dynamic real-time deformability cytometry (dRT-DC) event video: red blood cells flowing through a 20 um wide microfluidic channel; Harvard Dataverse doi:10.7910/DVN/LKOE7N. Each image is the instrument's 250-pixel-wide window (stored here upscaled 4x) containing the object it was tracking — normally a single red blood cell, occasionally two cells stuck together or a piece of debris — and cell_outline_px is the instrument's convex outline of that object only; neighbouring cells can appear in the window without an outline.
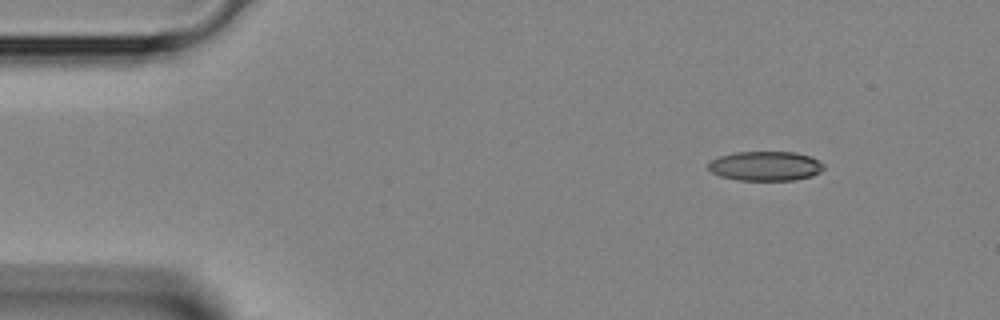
{"species": "Egyptian fruit bat (a non-hibernating species)", "species_latin": "Rousettus aegyptiacus", "temperature_condition": "room temperature", "stored_images_in_passage": 4, "segment_of_instrument_passage": [1, 2], "camera_frame_rate_fps": 3000, "um_per_image_px": 0.085, "animal": {"sex": "female"}, "frame": {"image": 1, "passage_image": 1, "time_ms": 0.0, "image_size_px": [1000, 320], "cell_outline_px": [[824, 168], [820, 172], [812, 176], [796, 180], [740, 180], [720, 176], [712, 172], [708, 168], [708, 160], [720, 156], [736, 152], [796, 152], [808, 156], [824, 164]], "centroid_in_image_um": [65.04, 14.11], "position_along_channel_um": 20.0, "area_um2": 19.83}}
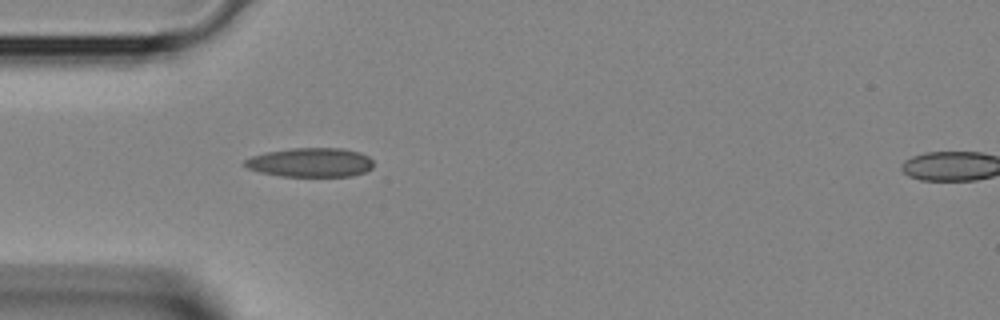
{"frame": {"image": 2, "passage_image": 3, "time_ms": 0.667, "image_size_px": [1000, 320], "cell_outline_px": [[372, 168], [364, 172], [352, 176], [280, 176], [260, 172], [248, 168], [244, 164], [244, 160], [252, 156], [264, 152], [292, 148], [344, 148], [360, 152], [368, 156], [372, 160]], "centroid_in_image_um": [26.39, 13.8], "position_along_channel_um": 58.6, "area_um2": 21.91}}